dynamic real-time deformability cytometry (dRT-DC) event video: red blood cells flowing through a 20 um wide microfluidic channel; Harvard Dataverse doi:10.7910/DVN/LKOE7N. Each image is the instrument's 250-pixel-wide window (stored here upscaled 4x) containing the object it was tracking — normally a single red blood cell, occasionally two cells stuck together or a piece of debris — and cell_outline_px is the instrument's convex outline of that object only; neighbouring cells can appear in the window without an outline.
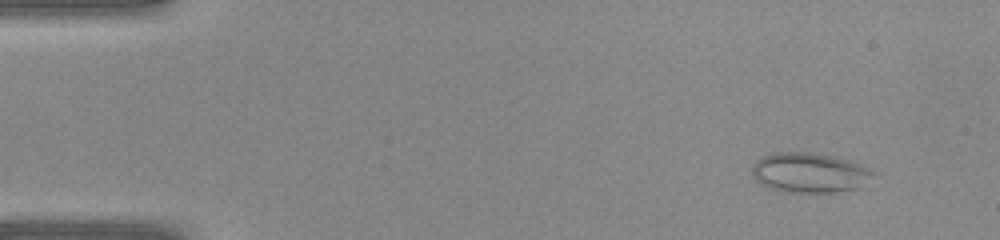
{"species": "common noctule bat (a hibernating species)", "species_latin": "Nyctalus noctula", "temperature_condition": "warm", "stored_images_in_passage": 39, "camera_frame_rate_fps": 3000, "um_per_image_px": 0.085, "animal": {"sex": "female", "body_mass_g": 22.0, "forearm_length_mm": 56.7}, "frame": {"image": 1, "passage_image": 2, "time_ms": 0.333, "image_size_px": [1000, 240], "cell_outline_px": [[876, 172], [872, 188], [832, 192], [792, 192], [772, 188], [756, 180], [752, 176], [752, 164], [756, 160], [772, 152], [812, 152], [836, 156], [852, 160]], "centroid_in_image_um": [68.97, 14.68], "position_along_channel_um": 16.0, "area_um2": 29.07}}
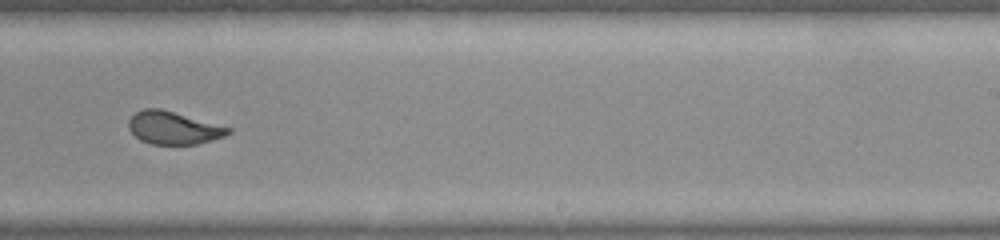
{"frame": {"image": 2, "passage_image": 24, "time_ms": 7.667, "image_size_px": [1000, 240], "cell_outline_px": [[232, 132], [224, 136], [212, 140], [196, 144], [152, 144], [140, 140], [128, 128], [128, 120], [136, 112], [144, 108], [160, 108], [232, 128]], "centroid_in_image_um": [14.74, 10.87], "position_along_channel_um": 274.3, "area_um2": 18.9}}
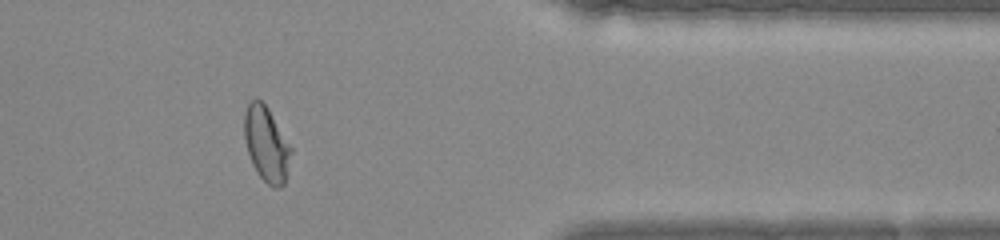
{"frame": {"image": 3, "passage_image": 32, "time_ms": 10.333, "image_size_px": [1000, 240], "cell_outline_px": [[292, 152], [284, 184], [280, 188], [276, 188], [268, 184], [256, 172], [252, 164], [244, 140], [244, 112], [248, 104], [252, 100], [260, 100], [268, 108], [292, 148]], "centroid_in_image_um": [22.64, 12.26], "position_along_channel_um": 388.8, "area_um2": 20.29}}